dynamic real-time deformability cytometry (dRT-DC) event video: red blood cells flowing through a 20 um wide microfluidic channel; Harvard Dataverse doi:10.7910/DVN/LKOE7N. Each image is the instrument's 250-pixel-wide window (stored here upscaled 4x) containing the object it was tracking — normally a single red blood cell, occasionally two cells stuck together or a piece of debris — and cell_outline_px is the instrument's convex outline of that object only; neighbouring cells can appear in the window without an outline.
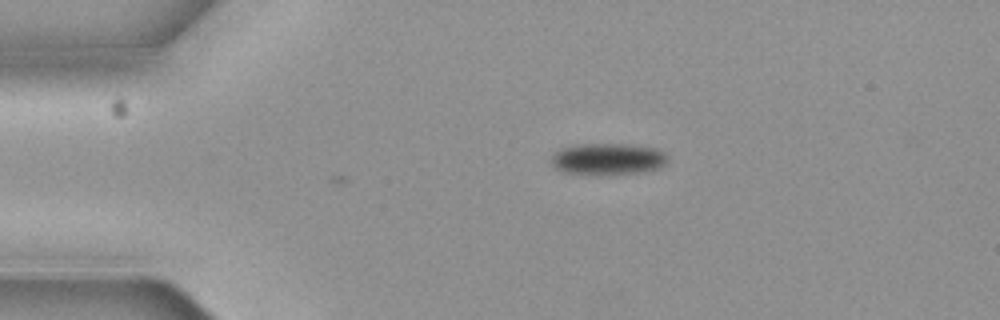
{"species": "common noctule bat (a hibernating species)", "species_latin": "Nyctalus noctula", "temperature_condition": "cold", "stored_images_in_passage": 2, "camera_frame_rate_fps": 3000, "um_per_image_px": 0.085, "animal": {"sex": "female", "body_mass_g": 19.3, "forearm_length_mm": 54.1}, "frame": {"image": 1, "passage_image": 1, "time_ms": 0.0, "image_size_px": [1000, 320], "cell_outline_px": [[668, 160], [660, 168], [640, 172], [596, 176], [564, 172], [548, 164], [548, 160], [552, 152], [560, 148], [576, 144], [624, 144], [656, 148], [664, 152], [668, 156]], "centroid_in_image_um": [51.58, 13.53], "position_along_channel_um": 33.4, "area_um2": 22.14}}